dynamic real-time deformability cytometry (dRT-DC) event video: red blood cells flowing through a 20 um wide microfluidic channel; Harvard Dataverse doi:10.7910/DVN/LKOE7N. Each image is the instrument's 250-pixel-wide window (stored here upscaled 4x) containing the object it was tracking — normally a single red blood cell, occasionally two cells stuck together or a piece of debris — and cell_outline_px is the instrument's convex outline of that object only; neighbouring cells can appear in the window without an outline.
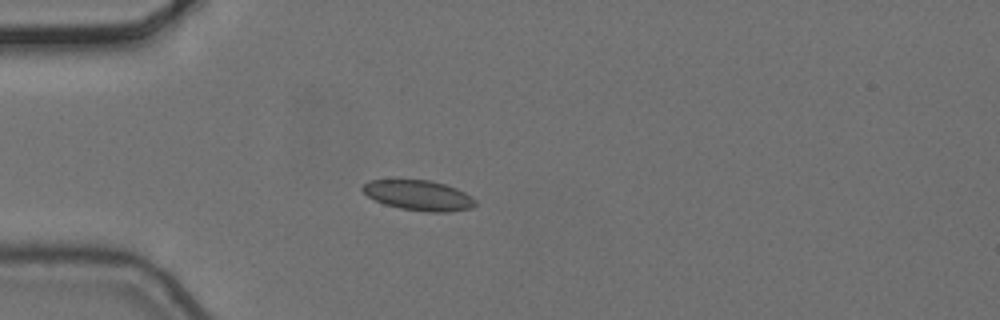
{"species": "common noctule bat (a hibernating species)", "species_latin": "Nyctalus noctula", "temperature_condition": "cold", "stored_images_in_passage": 6, "camera_frame_rate_fps": 3000, "um_per_image_px": 0.085, "animal": {"sex": "female", "body_mass_g": 24.6, "forearm_length_mm": 56.2}, "frame": {"image": 1, "passage_image": 4, "time_ms": 1.0, "image_size_px": [1000, 320], "cell_outline_px": [[476, 204], [472, 208], [444, 212], [428, 212], [400, 208], [384, 204], [368, 196], [360, 188], [368, 180], [428, 180], [444, 184], [456, 188], [472, 196], [476, 200]], "centroid_in_image_um": [35.59, 16.6], "position_along_channel_um": 49.4, "area_um2": 19.71}}
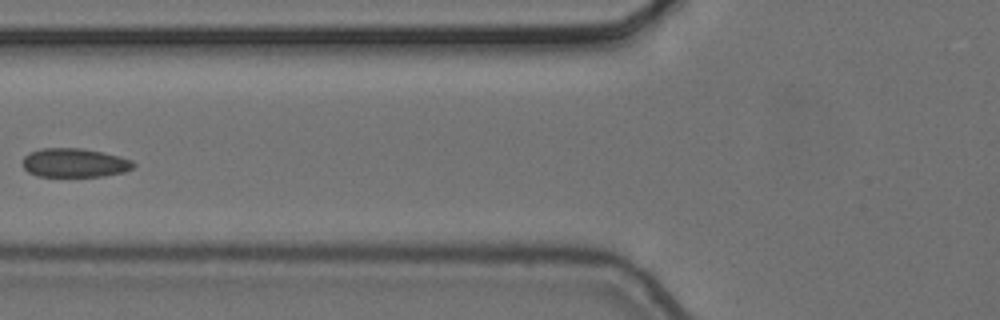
{"frame": {"image": 2, "passage_image": 6, "time_ms": 1.667, "image_size_px": [1000, 320], "cell_outline_px": [[136, 164], [132, 168], [124, 172], [104, 176], [36, 176], [28, 172], [24, 168], [24, 156], [28, 152], [44, 148], [80, 148], [104, 152], [120, 156], [132, 160]], "centroid_in_image_um": [6.35, 13.83], "position_along_channel_um": 119.4, "area_um2": 18.73}}